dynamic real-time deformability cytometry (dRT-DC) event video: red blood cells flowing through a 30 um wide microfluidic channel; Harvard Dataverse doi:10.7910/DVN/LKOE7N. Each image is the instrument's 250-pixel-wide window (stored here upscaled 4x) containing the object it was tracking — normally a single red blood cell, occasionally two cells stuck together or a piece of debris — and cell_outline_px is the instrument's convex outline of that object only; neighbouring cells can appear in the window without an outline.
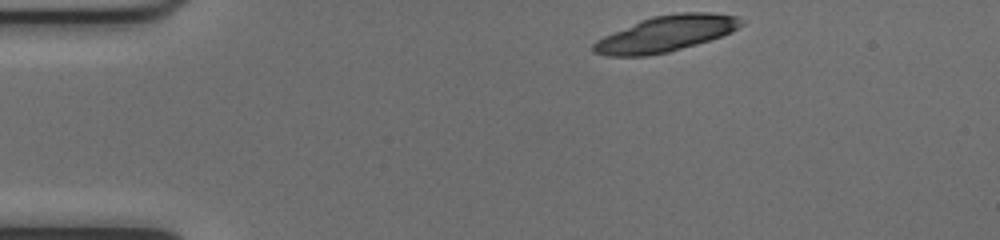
{"species": "common noctule bat (a hibernating species)", "species_latin": "Nyctalus noctula", "temperature_condition": "cold", "stored_images_in_passage": 32, "camera_frame_rate_fps": 3000, "um_per_image_px": 0.085, "animal": {"sex": "female", "body_mass_g": 17.0, "forearm_length_mm": 48.0}, "frame": {"image": 1, "passage_image": 1, "time_ms": 0.0, "image_size_px": [1000, 240], "cell_outline_px": [[744, 24], [732, 32], [696, 44], [668, 52], [648, 56], [608, 56], [592, 52], [592, 44], [596, 40], [604, 36], [640, 20], [652, 16], [680, 12], [712, 12], [736, 16], [744, 20]], "centroid_in_image_um": [56.6, 2.86], "position_along_channel_um": 28.4, "area_um2": 30.92}, "authors_computed_cell_mechanics": {"area_um2": 15.6927, "velocity_mm_per_s": 3.9799, "shape_relaxation_time_tau1_ms": null, "shape_relaxation_time_tau2_ms": 4.9304, "deformation_change_tau1": null, "deformation_change_tau2": 0.1036}}